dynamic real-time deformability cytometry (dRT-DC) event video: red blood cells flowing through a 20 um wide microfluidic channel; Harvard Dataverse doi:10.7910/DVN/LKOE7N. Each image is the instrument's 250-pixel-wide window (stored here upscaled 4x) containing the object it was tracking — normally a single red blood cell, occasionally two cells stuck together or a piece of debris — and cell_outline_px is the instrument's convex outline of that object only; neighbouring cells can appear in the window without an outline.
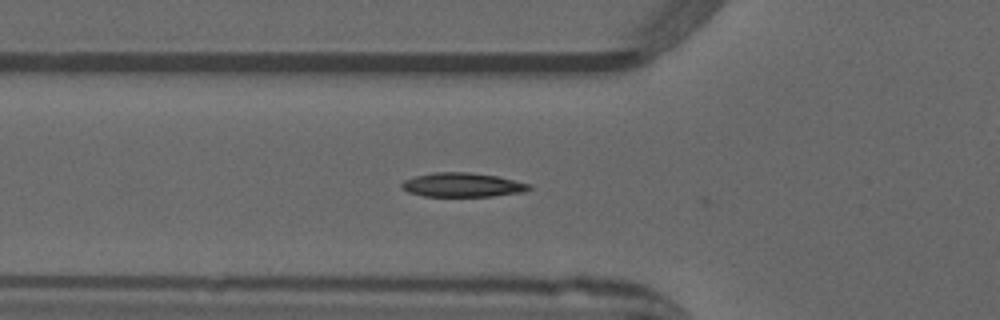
{"species": "common noctule bat (a hibernating species)", "species_latin": "Nyctalus noctula", "temperature_condition": "warm", "stored_images_in_passage": 36, "camera_frame_rate_fps": 3000, "um_per_image_px": 0.085, "animal": {"sex": "male", "forearm_length_mm": 52.5}, "frame": {"image": 1, "passage_image": 2, "time_ms": 0.333, "image_size_px": [1000, 320], "cell_outline_px": [[532, 188], [524, 192], [492, 196], [424, 196], [408, 192], [400, 188], [400, 184], [404, 180], [416, 176], [432, 172], [468, 172], [496, 176], [532, 184]], "centroid_in_image_um": [39.3, 15.71], "position_along_channel_um": 86.5, "area_um2": 17.98}}
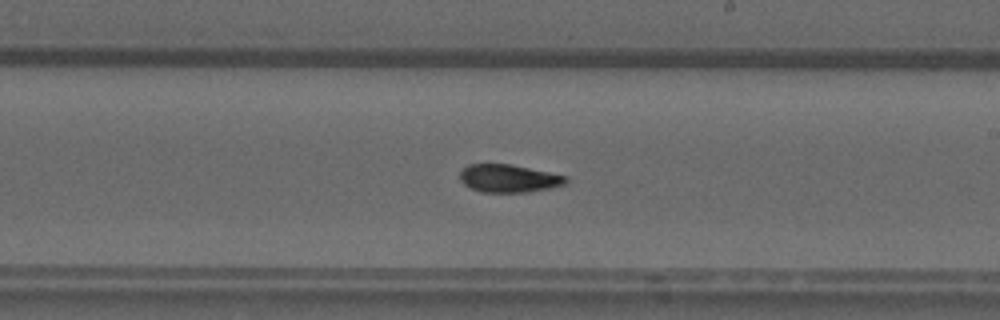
{"frame": {"image": 2, "passage_image": 14, "time_ms": 4.333, "image_size_px": [1000, 320], "cell_outline_px": [[568, 180], [564, 184], [552, 188], [528, 192], [480, 192], [464, 184], [460, 180], [460, 172], [468, 164], [512, 164], [568, 176]], "centroid_in_image_um": [43.26, 15.16], "position_along_channel_um": 245.7, "area_um2": 17.28}}
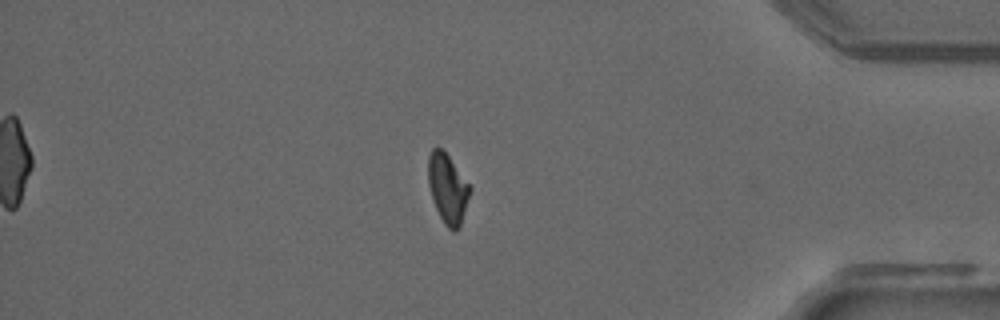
{"frame": {"image": 3, "passage_image": 28, "time_ms": 9.0, "image_size_px": [1000, 320], "cell_outline_px": [[472, 188], [460, 228], [456, 232], [452, 232], [444, 224], [436, 208], [428, 184], [428, 156], [432, 148], [440, 148], [448, 156]], "centroid_in_image_um": [38.06, 16.07], "position_along_channel_um": 397.1, "area_um2": 16.82}}